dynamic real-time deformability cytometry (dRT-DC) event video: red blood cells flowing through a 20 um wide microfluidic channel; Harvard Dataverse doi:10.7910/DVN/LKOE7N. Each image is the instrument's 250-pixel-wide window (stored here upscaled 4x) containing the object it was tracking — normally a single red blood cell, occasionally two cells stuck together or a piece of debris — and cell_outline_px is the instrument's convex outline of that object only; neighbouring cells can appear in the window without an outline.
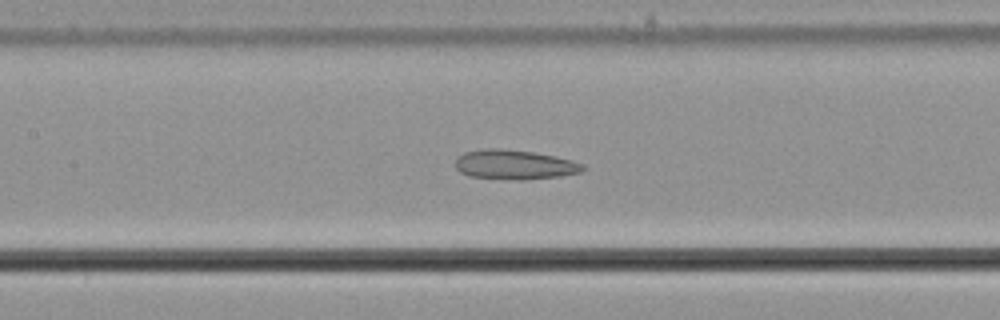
{"species": "common noctule bat (a hibernating species)", "species_latin": "Nyctalus noctula", "temperature_condition": "cold", "stored_images_in_passage": 38, "camera_frame_rate_fps": 3000, "um_per_image_px": 0.085, "animal": {"sex": "male", "body_mass_g": 21.5, "forearm_length_mm": 52.0}, "frame": {"image": 1, "passage_image": 14, "time_ms": 4.333, "image_size_px": [1000, 320], "cell_outline_px": [[588, 168], [580, 172], [560, 176], [524, 180], [512, 180], [468, 176], [460, 172], [456, 168], [456, 160], [464, 152], [488, 148], [500, 148], [532, 152], [556, 156], [572, 160], [584, 164]], "centroid_in_image_um": [43.77, 14.0], "position_along_channel_um": 163.6, "area_um2": 22.08}}
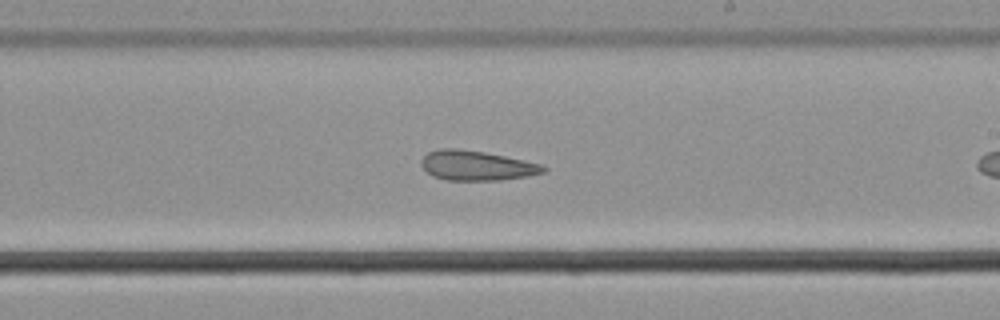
{"frame": {"image": 2, "passage_image": 21, "time_ms": 6.667, "image_size_px": [1000, 320], "cell_outline_px": [[548, 168], [544, 172], [528, 176], [500, 180], [444, 180], [432, 176], [420, 164], [420, 160], [428, 152], [440, 148], [456, 148], [484, 152], [524, 160], [540, 164]], "centroid_in_image_um": [40.49, 14.07], "position_along_channel_um": 248.5, "area_um2": 21.15}}
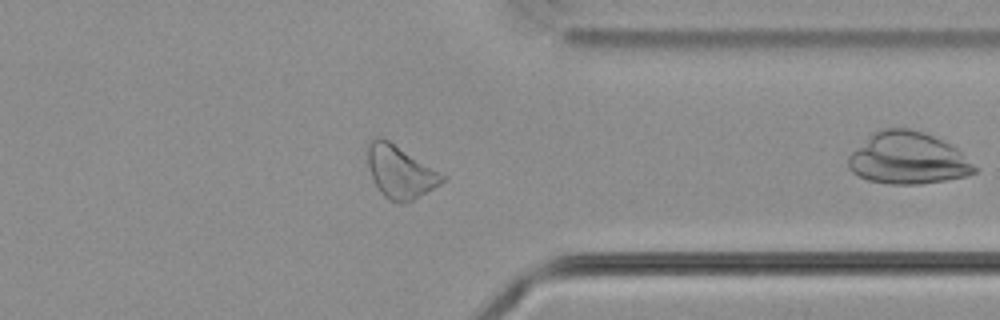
{"frame": {"image": 3, "passage_image": 32, "time_ms": 10.333, "image_size_px": [1000, 320], "cell_outline_px": [[448, 180], [412, 200], [404, 204], [400, 204], [388, 200], [380, 192], [372, 176], [368, 164], [368, 140], [380, 136], [384, 136], [448, 176]], "centroid_in_image_um": [34.05, 14.58], "position_along_channel_um": 377.3, "area_um2": 23.35}, "authors_computed_cell_mechanics": {"area_um2": 21.9062, "velocity_mm_per_s": 3.645, "shape_relaxation_time_tau1_ms": null, "shape_relaxation_time_tau2_ms": 6.061, "deformation_change_tau1": null, "deformation_change_tau2": 0.1585}}